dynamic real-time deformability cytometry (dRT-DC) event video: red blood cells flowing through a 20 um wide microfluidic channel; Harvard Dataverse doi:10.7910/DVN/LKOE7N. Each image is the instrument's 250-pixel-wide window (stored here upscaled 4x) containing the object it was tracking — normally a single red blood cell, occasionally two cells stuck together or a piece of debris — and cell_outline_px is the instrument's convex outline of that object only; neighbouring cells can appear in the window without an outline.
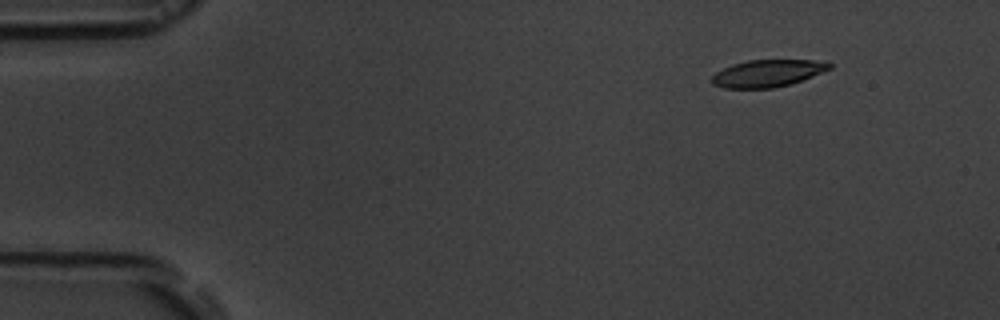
{"species": "common noctule bat (a hibernating species)", "species_latin": "Nyctalus noctula", "temperature_condition": "room temperature", "stored_images_in_passage": 4, "camera_frame_rate_fps": 3000, "um_per_image_px": 0.085, "animal": {"sex": "male", "body_mass_g": 19.5, "forearm_length_mm": 54.6}, "frame": {"image": 1, "passage_image": 2, "time_ms": 1.0, "image_size_px": [1000, 320], "cell_outline_px": [[832, 68], [792, 84], [772, 88], [724, 88], [712, 84], [712, 76], [716, 72], [732, 64], [748, 60], [812, 60], [832, 64]], "centroid_in_image_um": [65.22, 6.23], "position_along_channel_um": 19.8, "area_um2": 18.5}}
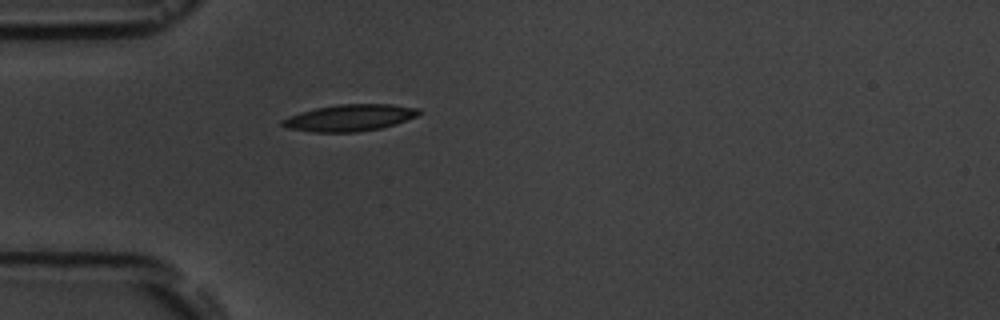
{"frame": {"image": 2, "passage_image": 4, "time_ms": 4.333, "image_size_px": [1000, 320], "cell_outline_px": [[424, 112], [416, 116], [396, 124], [380, 128], [356, 132], [312, 132], [288, 128], [280, 124], [280, 120], [288, 116], [300, 112], [316, 108], [340, 104], [392, 104], [420, 108]], "centroid_in_image_um": [29.74, 10.0], "position_along_channel_um": 55.3, "area_um2": 21.33}}